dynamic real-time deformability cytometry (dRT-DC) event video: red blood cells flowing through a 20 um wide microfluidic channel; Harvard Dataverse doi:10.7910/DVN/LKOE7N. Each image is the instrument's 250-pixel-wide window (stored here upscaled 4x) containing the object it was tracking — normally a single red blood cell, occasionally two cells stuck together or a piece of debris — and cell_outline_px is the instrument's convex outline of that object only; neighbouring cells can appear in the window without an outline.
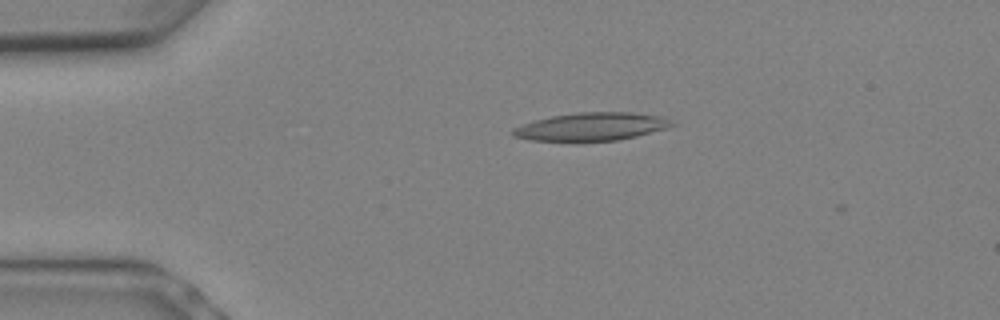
{"species": "Egyptian fruit bat (a non-hibernating species)", "species_latin": "Rousettus aegyptiacus", "temperature_condition": "warm", "stored_images_in_passage": 1, "camera_frame_rate_fps": 3000, "um_per_image_px": 0.085, "animal": {"sex": "female"}, "frame": {"image": 1, "passage_image": 1, "time_ms": 0.0, "image_size_px": [1000, 320], "cell_outline_px": [[640, 132], [628, 136], [604, 140], [548, 140], [572, 116], [636, 116]], "centroid_in_image_um": [50.75, 10.89], "position_along_channel_um": 34.3, "area_um2": 12.77}}